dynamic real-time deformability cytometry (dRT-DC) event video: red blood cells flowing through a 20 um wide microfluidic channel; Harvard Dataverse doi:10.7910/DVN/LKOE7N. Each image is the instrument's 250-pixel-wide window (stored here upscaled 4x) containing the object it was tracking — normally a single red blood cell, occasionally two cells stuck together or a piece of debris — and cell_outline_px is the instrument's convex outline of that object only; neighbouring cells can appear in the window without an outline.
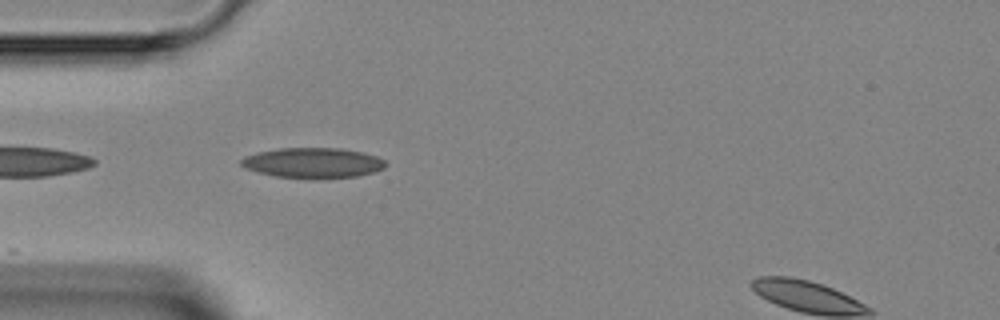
{"species": "Egyptian fruit bat (a non-hibernating species)", "species_latin": "Rousettus aegyptiacus", "temperature_condition": "room temperature", "stored_images_in_passage": 12, "camera_frame_rate_fps": 3000, "um_per_image_px": 0.085, "animal": {"sex": "female"}, "frame": {"image": 1, "passage_image": 1, "time_ms": 0.0, "image_size_px": [1000, 320], "cell_outline_px": [[388, 164], [384, 168], [372, 172], [356, 176], [276, 176], [244, 168], [240, 164], [240, 160], [256, 152], [280, 148], [340, 148], [364, 152], [376, 156], [384, 160]], "centroid_in_image_um": [26.61, 13.79], "position_along_channel_um": 58.4, "area_um2": 24.57}}
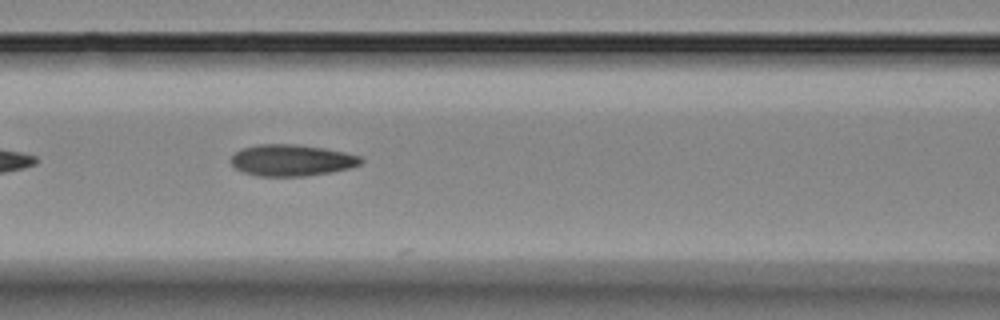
{"frame": {"image": 2, "passage_image": 7, "time_ms": 2.0, "image_size_px": [1000, 320], "cell_outline_px": [[364, 160], [360, 164], [352, 168], [332, 172], [304, 176], [260, 176], [244, 172], [236, 168], [232, 164], [232, 156], [236, 152], [244, 148], [256, 144], [296, 144], [324, 148], [344, 152], [360, 156]], "centroid_in_image_um": [24.83, 13.62], "position_along_channel_um": 141.8, "area_um2": 23.76}}
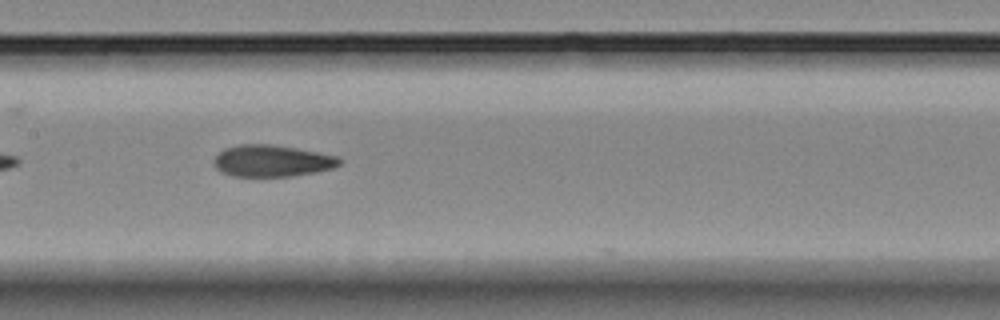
{"frame": {"image": 3, "passage_image": 10, "time_ms": 3.0, "image_size_px": [1000, 320], "cell_outline_px": [[340, 164], [332, 168], [316, 172], [292, 176], [232, 176], [220, 172], [216, 168], [212, 160], [224, 148], [240, 144], [268, 144], [296, 148], [340, 156]], "centroid_in_image_um": [23.1, 13.67], "position_along_channel_um": 184.3, "area_um2": 23.24}}